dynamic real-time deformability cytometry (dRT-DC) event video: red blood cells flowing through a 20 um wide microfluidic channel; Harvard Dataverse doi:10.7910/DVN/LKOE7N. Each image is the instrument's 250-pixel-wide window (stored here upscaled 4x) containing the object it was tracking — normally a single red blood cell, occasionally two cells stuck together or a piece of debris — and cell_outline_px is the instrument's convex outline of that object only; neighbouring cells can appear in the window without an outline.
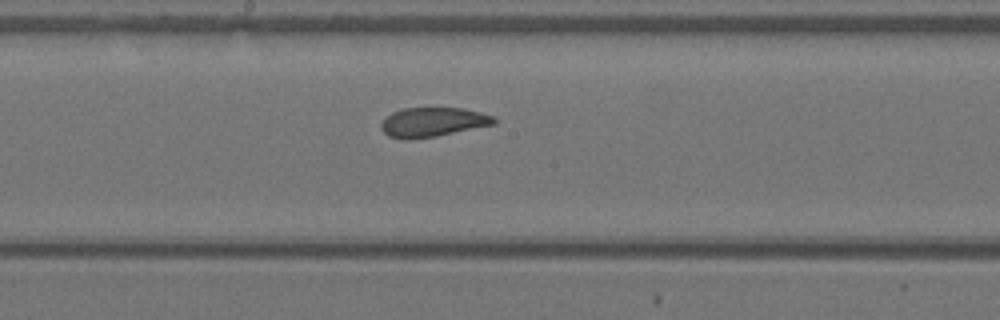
{"species": "Egyptian fruit bat (a non-hibernating species)", "species_latin": "Rousettus aegyptiacus", "temperature_condition": "warm", "stored_images_in_passage": 6, "camera_frame_rate_fps": 3000, "um_per_image_px": 0.085, "animal": {"sex": "female"}, "frame": {"image": 1, "passage_image": 6, "time_ms": 1.667, "image_size_px": [1000, 320], "cell_outline_px": [[496, 124], [436, 136], [408, 140], [388, 136], [380, 128], [380, 124], [392, 112], [404, 108], [464, 108], [480, 112], [492, 116], [496, 120]], "centroid_in_image_um": [36.78, 10.38], "position_along_channel_um": 211.4, "area_um2": 19.25}}